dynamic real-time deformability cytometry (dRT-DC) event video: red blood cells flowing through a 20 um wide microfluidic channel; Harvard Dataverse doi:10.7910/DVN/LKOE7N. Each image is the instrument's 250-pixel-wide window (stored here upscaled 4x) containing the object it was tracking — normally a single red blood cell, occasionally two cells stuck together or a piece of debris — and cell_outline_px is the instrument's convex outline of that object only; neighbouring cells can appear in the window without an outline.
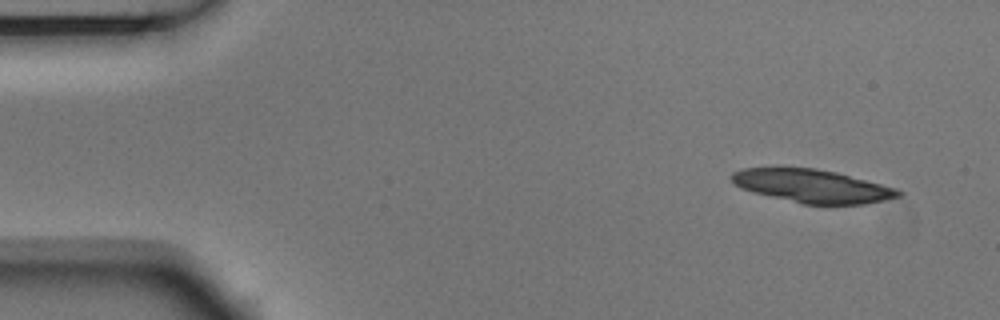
{"species": "Egyptian fruit bat (a non-hibernating species)", "species_latin": "Rousettus aegyptiacus", "temperature_condition": "room temperature", "stored_images_in_passage": 3, "camera_frame_rate_fps": 3000, "um_per_image_px": 0.085, "animal": {"sex": "male"}, "frame": {"image": 1, "passage_image": 1, "time_ms": 0.0, "image_size_px": [1000, 320], "cell_outline_px": [[904, 192], [900, 196], [884, 200], [864, 204], [804, 204], [752, 192], [740, 188], [732, 184], [732, 172], [744, 168], [816, 168], [836, 172], [896, 188]], "centroid_in_image_um": [69.03, 15.81], "position_along_channel_um": 16.0, "area_um2": 32.02}}